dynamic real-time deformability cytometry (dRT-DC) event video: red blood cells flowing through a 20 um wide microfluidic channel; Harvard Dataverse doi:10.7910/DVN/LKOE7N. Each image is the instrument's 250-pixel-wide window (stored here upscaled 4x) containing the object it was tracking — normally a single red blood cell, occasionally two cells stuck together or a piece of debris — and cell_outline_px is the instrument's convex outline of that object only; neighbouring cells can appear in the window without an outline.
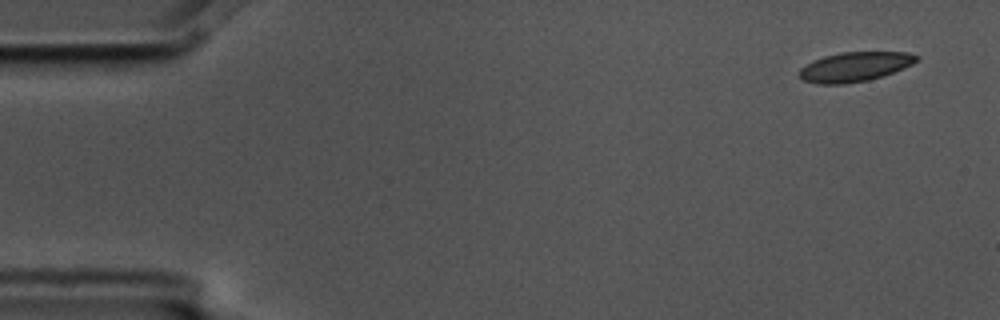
{"species": "common noctule bat (a hibernating species)", "species_latin": "Nyctalus noctula", "temperature_condition": "cold", "stored_images_in_passage": 5, "segment_of_instrument_passage": [1, 2], "camera_frame_rate_fps": 3000, "um_per_image_px": 0.085, "animal": {"sex": "male", "body_mass_g": 17.5, "forearm_length_mm": 52.3}, "frame": {"image": 1, "passage_image": 1, "time_ms": 0.0, "image_size_px": [1000, 320], "cell_outline_px": [[920, 60], [904, 68], [884, 76], [868, 80], [844, 84], [816, 84], [804, 80], [800, 76], [800, 68], [812, 60], [824, 56], [840, 52], [908, 52], [920, 56]], "centroid_in_image_um": [72.69, 5.67], "position_along_channel_um": 12.3, "area_um2": 20.35}}